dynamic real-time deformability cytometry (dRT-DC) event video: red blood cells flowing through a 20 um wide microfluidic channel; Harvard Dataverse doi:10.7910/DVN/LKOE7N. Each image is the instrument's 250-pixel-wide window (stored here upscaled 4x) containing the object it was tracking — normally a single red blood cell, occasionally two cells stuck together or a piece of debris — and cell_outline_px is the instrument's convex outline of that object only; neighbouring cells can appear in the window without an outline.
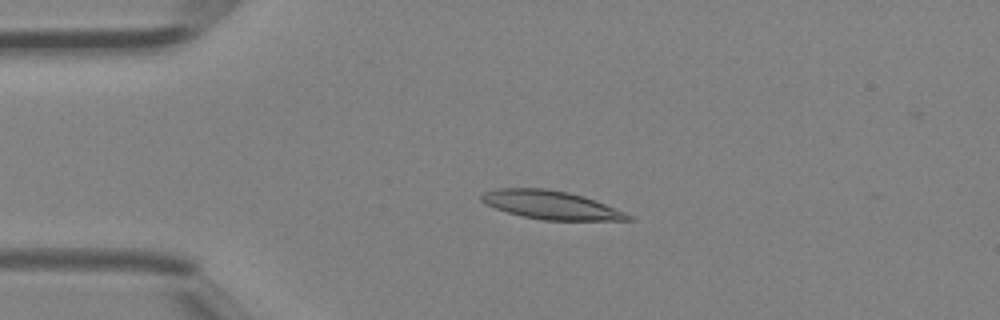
{"species": "Egyptian fruit bat (a non-hibernating species)", "species_latin": "Rousettus aegyptiacus", "temperature_condition": "room temperature", "stored_images_in_passage": 40, "camera_frame_rate_fps": 3000, "um_per_image_px": 0.085, "animal": {"sex": "female"}, "frame": {"image": 1, "passage_image": 8, "time_ms": 2.333, "image_size_px": [1000, 320], "cell_outline_px": [[636, 220], [544, 220], [524, 216], [508, 212], [496, 208], [480, 200], [480, 196], [484, 192], [496, 188], [544, 188], [568, 192], [584, 196], [624, 212], [632, 216]], "centroid_in_image_um": [46.83, 17.41], "position_along_channel_um": 38.2, "area_um2": 23.99}}
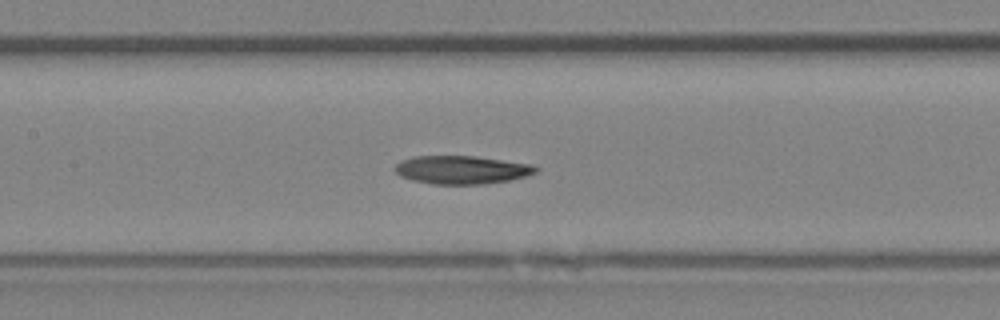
{"frame": {"image": 2, "passage_image": 18, "time_ms": 5.667, "image_size_px": [1000, 320], "cell_outline_px": [[540, 168], [536, 172], [528, 176], [508, 180], [484, 184], [432, 184], [412, 180], [400, 176], [396, 172], [396, 164], [400, 160], [412, 156], [476, 156], [532, 164]], "centroid_in_image_um": [39.26, 14.43], "position_along_channel_um": 168.1, "area_um2": 23.29}}
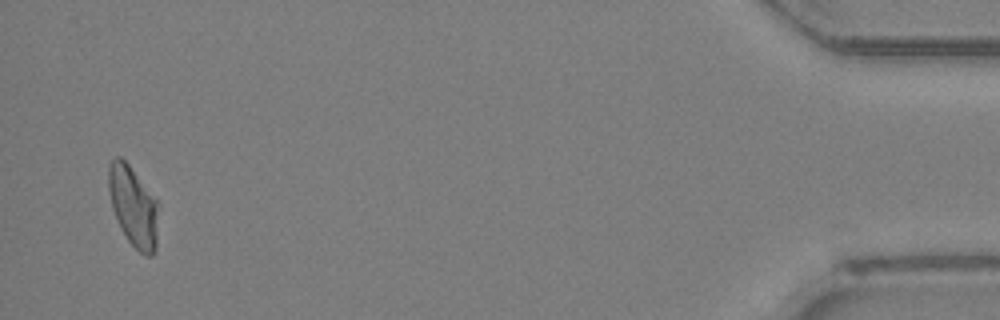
{"frame": {"image": 3, "passage_image": 39, "time_ms": 12.667, "image_size_px": [1000, 320], "cell_outline_px": [[160, 204], [156, 248], [152, 256], [144, 256], [128, 240], [120, 228], [112, 208], [108, 192], [108, 168], [112, 160], [116, 156], [120, 156], [128, 164]], "centroid_in_image_um": [11.35, 17.57], "position_along_channel_um": 423.9, "area_um2": 23.58}}